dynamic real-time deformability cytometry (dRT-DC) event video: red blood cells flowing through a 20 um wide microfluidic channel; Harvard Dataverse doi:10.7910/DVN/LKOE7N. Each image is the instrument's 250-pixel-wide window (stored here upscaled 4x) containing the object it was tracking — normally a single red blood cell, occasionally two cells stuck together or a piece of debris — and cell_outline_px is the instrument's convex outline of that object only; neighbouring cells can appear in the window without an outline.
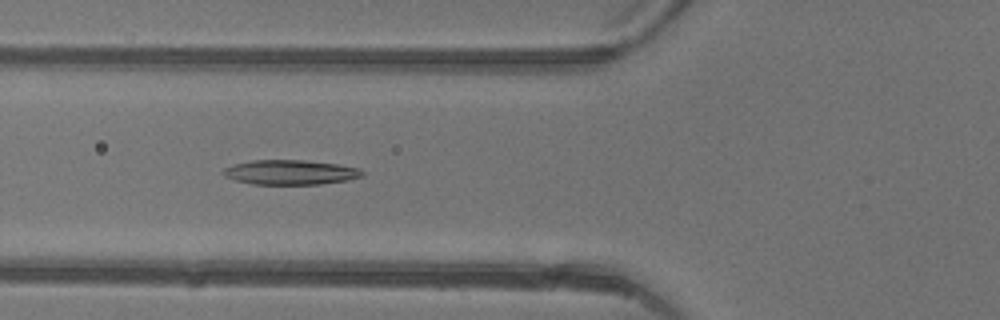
{"species": "common noctule bat (a hibernating species)", "species_latin": "Nyctalus noctula", "temperature_condition": "warm", "stored_images_in_passage": 35, "camera_frame_rate_fps": 3000, "um_per_image_px": 0.085, "animal": {"sex": "female"}, "frame": {"image": 1, "passage_image": 8, "time_ms": 2.333, "image_size_px": [1000, 320], "cell_outline_px": [[364, 176], [348, 180], [320, 184], [252, 184], [236, 180], [224, 176], [220, 172], [224, 168], [232, 164], [252, 160], [304, 160], [336, 164], [360, 168], [364, 172]], "centroid_in_image_um": [24.67, 14.64], "position_along_channel_um": 101.1, "area_um2": 20.11}}
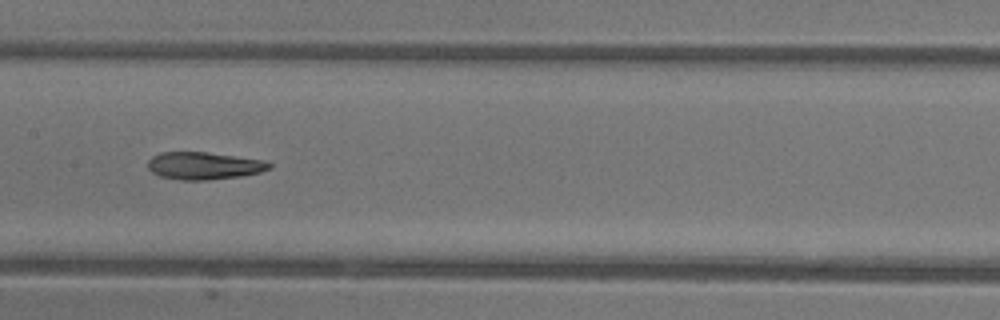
{"frame": {"image": 2, "passage_image": 14, "time_ms": 4.333, "image_size_px": [1000, 320], "cell_outline_px": [[272, 168], [260, 172], [240, 176], [204, 180], [180, 180], [160, 176], [152, 172], [148, 168], [148, 160], [152, 156], [160, 152], [204, 152], [264, 160], [272, 164]], "centroid_in_image_um": [17.32, 14.09], "position_along_channel_um": 190.1, "area_um2": 19.31}}
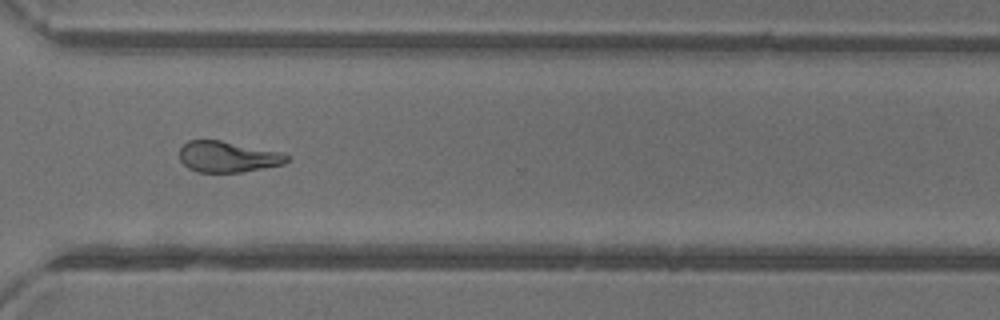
{"frame": {"image": 3, "passage_image": 25, "time_ms": 8.0, "image_size_px": [1000, 320], "cell_outline_px": [[288, 160], [284, 164], [240, 172], [196, 172], [188, 168], [180, 160], [180, 148], [188, 140], [220, 140], [276, 152], [288, 156]], "centroid_in_image_um": [19.28, 13.33], "position_along_channel_um": 351.3, "area_um2": 18.96}, "authors_computed_cell_mechanics": {"area_um2": 19.941, "velocity_mm_per_s": 4.4035, "shape_relaxation_time_tau1_ms": 6.3104, "shape_relaxation_time_tau2_ms": 2.7221, "deformation_change_tau1": 0.2506, "deformation_change_tau2": 0.1137}}